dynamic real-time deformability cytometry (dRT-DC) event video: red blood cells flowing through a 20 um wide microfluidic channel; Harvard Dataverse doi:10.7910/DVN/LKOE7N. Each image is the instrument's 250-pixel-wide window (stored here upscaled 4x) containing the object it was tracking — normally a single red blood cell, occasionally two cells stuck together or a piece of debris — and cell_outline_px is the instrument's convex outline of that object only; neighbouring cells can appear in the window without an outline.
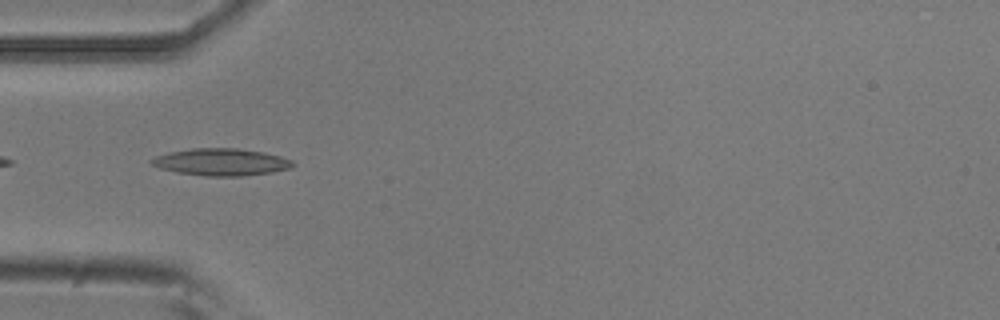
{"species": "common noctule bat (a hibernating species)", "species_latin": "Nyctalus noctula", "temperature_condition": "room temperature", "stored_images_in_passage": 7, "camera_frame_rate_fps": 3000, "um_per_image_px": 0.085, "animal": {"sex": "male", "body_mass_g": 20.5, "forearm_length_mm": 52.5}, "frame": {"image": 1, "passage_image": 5, "time_ms": 1.333, "image_size_px": [1000, 320], "cell_outline_px": [[296, 164], [292, 168], [272, 172], [240, 176], [208, 176], [176, 172], [160, 168], [152, 164], [148, 160], [156, 156], [168, 152], [192, 148], [236, 148], [264, 152], [280, 156], [292, 160]], "centroid_in_image_um": [18.81, 13.77], "position_along_channel_um": 66.2, "area_um2": 22.37}}
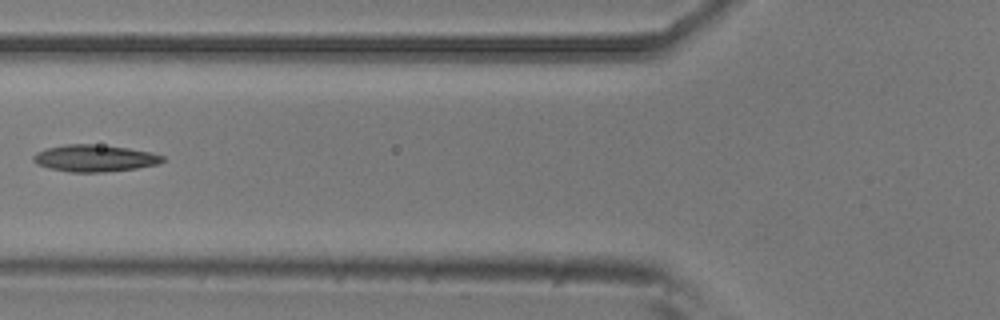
{"frame": {"image": 2, "passage_image": 6, "time_ms": 1.667, "image_size_px": [1000, 320], "cell_outline_px": [[164, 160], [156, 164], [136, 168], [104, 172], [68, 172], [48, 168], [36, 164], [32, 160], [32, 156], [36, 152], [48, 148], [68, 144], [92, 144], [128, 148], [152, 152], [164, 156]], "centroid_in_image_um": [8.01, 13.45], "position_along_channel_um": 117.8, "area_um2": 20.17}}
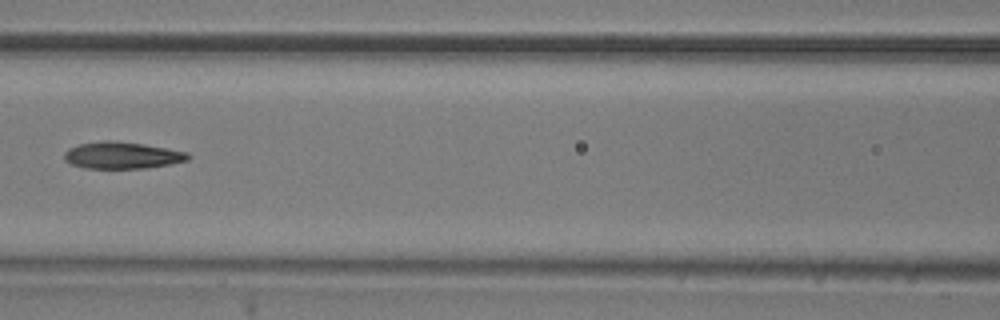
{"frame": {"image": 3, "passage_image": 7, "time_ms": 2.0, "image_size_px": [1000, 320], "cell_outline_px": [[192, 156], [188, 160], [168, 164], [144, 168], [84, 168], [72, 164], [64, 160], [64, 152], [68, 148], [80, 144], [104, 140], [112, 140], [144, 144], [188, 152]], "centroid_in_image_um": [10.37, 13.19], "position_along_channel_um": 156.2, "area_um2": 19.31}}